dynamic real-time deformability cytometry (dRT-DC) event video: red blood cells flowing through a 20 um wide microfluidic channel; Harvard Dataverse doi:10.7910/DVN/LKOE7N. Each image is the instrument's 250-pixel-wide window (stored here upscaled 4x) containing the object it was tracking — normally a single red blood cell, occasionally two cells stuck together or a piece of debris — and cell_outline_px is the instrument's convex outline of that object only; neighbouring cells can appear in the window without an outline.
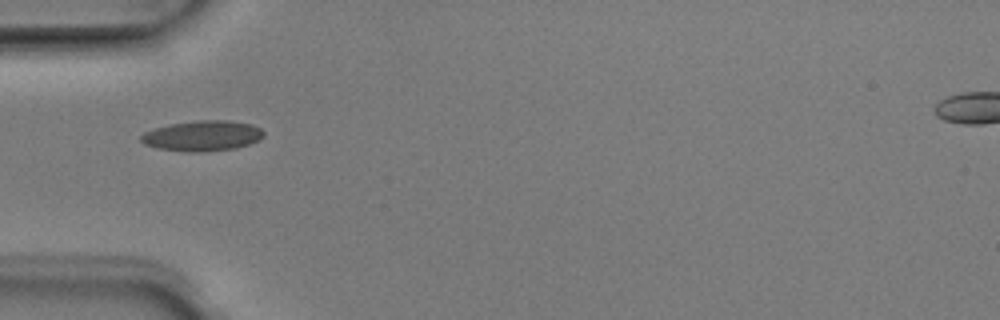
{"species": "Egyptian fruit bat (a non-hibernating species)", "species_latin": "Rousettus aegyptiacus", "temperature_condition": "room temperature", "stored_images_in_passage": 7, "camera_frame_rate_fps": 3000, "um_per_image_px": 0.085, "animal": {"sex": "male"}, "frame": {"image": 1, "passage_image": 4, "time_ms": 1.0, "image_size_px": [1000, 320], "cell_outline_px": [[264, 136], [260, 140], [236, 148], [204, 152], [184, 152], [156, 148], [144, 144], [140, 140], [140, 136], [144, 132], [168, 124], [200, 120], [228, 120], [252, 124], [260, 128], [264, 132]], "centroid_in_image_um": [17.2, 11.55], "position_along_channel_um": 67.8, "area_um2": 21.96}}
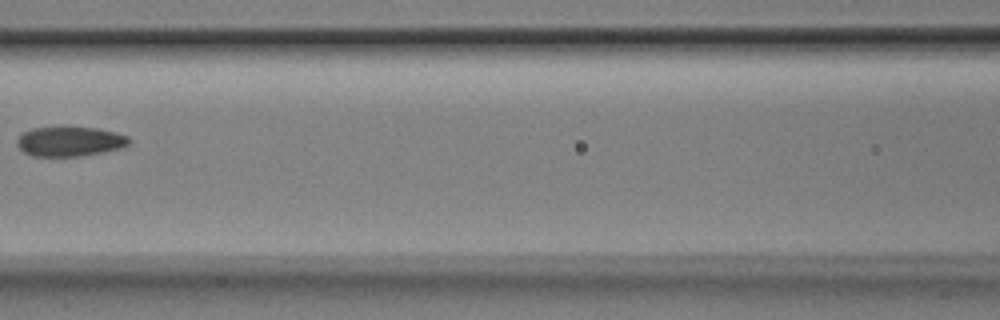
{"frame": {"image": 2, "passage_image": 6, "time_ms": 1.667, "image_size_px": [1000, 320], "cell_outline_px": [[132, 140], [124, 148], [84, 156], [32, 156], [24, 152], [16, 144], [16, 140], [20, 132], [32, 128], [60, 124], [68, 124], [96, 128], [116, 132], [128, 136]], "centroid_in_image_um": [5.92, 11.97], "position_along_channel_um": 160.7, "area_um2": 20.58}}
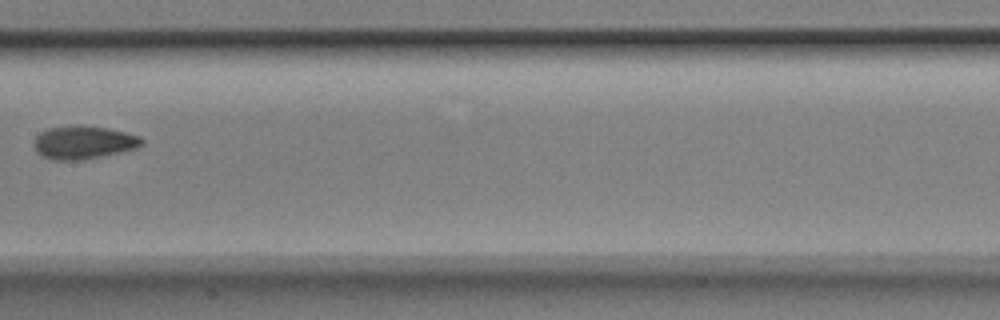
{"frame": {"image": 3, "passage_image": 7, "time_ms": 2.0, "image_size_px": [1000, 320], "cell_outline_px": [[144, 144], [136, 148], [120, 152], [80, 160], [52, 160], [36, 152], [32, 144], [36, 136], [40, 132], [48, 128], [76, 124], [108, 128], [140, 136], [144, 140]], "centroid_in_image_um": [7.07, 12.09], "position_along_channel_um": 200.3, "area_um2": 20.98}}